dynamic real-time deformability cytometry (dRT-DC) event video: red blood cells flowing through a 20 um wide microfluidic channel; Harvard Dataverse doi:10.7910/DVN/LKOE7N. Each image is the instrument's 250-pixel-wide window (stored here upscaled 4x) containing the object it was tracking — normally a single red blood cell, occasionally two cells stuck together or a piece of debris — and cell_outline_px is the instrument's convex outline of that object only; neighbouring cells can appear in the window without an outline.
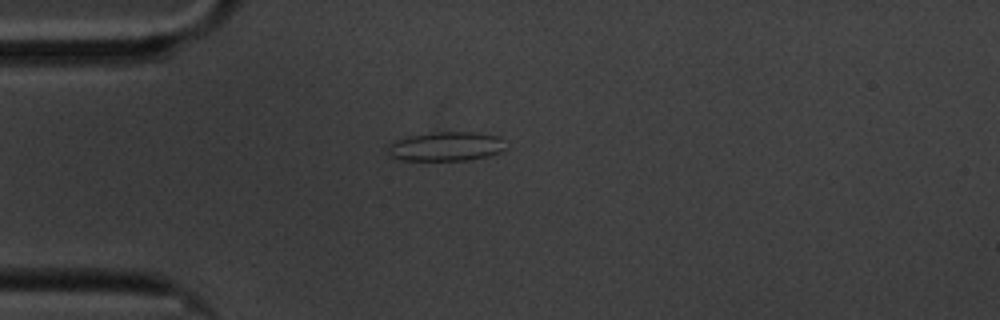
{"species": "common noctule bat (a hibernating species)", "species_latin": "Nyctalus noctula", "temperature_condition": "cold", "stored_images_in_passage": 45, "camera_frame_rate_fps": 3000, "um_per_image_px": 0.085, "animal": {"sex": "male", "body_mass_g": 20.1, "forearm_length_mm": 53.5}, "frame": {"image": 1, "passage_image": 1, "time_ms": 0.0, "image_size_px": [1000, 320], "cell_outline_px": [[508, 148], [500, 152], [488, 156], [468, 160], [400, 160], [392, 156], [388, 152], [388, 144], [396, 140], [408, 136], [440, 132], [476, 132], [500, 136]], "centroid_in_image_um": [37.96, 12.44], "position_along_channel_um": 47.0, "area_um2": 20.11}}
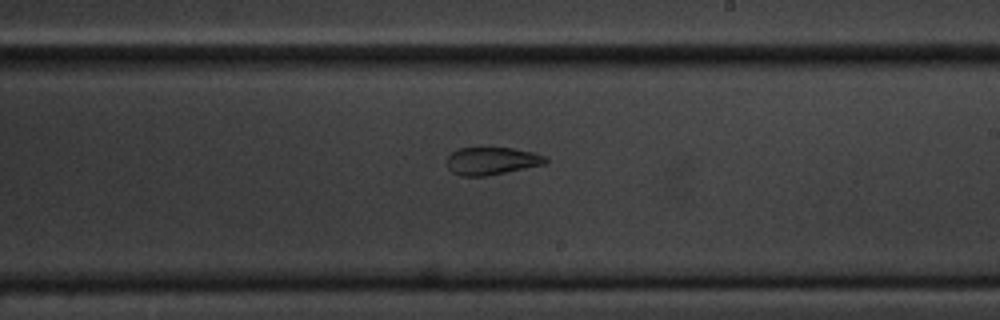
{"frame": {"image": 2, "passage_image": 20, "time_ms": 6.333, "image_size_px": [1000, 320], "cell_outline_px": [[548, 160], [544, 164], [488, 176], [460, 176], [452, 172], [448, 168], [448, 156], [452, 152], [460, 148], [512, 148], [532, 152], [544, 156]], "centroid_in_image_um": [41.78, 13.69], "position_along_channel_um": 247.2, "area_um2": 15.72}}
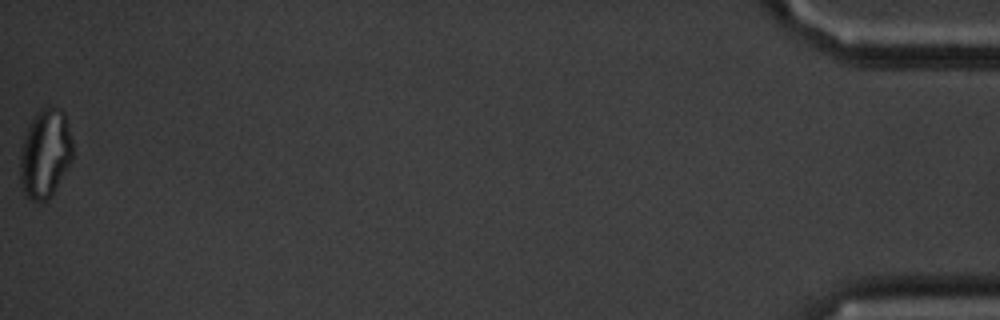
{"frame": {"image": 3, "passage_image": 45, "time_ms": 14.667, "image_size_px": [1000, 320], "cell_outline_px": [[72, 160], [48, 200], [40, 204], [24, 196], [20, 180], [20, 156], [24, 136], [36, 112], [40, 108], [60, 108], [64, 112], [72, 140]], "centroid_in_image_um": [3.83, 13.09], "position_along_channel_um": 431.4, "area_um2": 27.22}, "authors_computed_cell_mechanics": {"area_um2": 17.8602, "velocity_mm_per_s": 3.3691, "shape_relaxation_time_tau1_ms": null, "shape_relaxation_time_tau2_ms": 3.0577, "deformation_change_tau1": null, "deformation_change_tau2": 0.099}}